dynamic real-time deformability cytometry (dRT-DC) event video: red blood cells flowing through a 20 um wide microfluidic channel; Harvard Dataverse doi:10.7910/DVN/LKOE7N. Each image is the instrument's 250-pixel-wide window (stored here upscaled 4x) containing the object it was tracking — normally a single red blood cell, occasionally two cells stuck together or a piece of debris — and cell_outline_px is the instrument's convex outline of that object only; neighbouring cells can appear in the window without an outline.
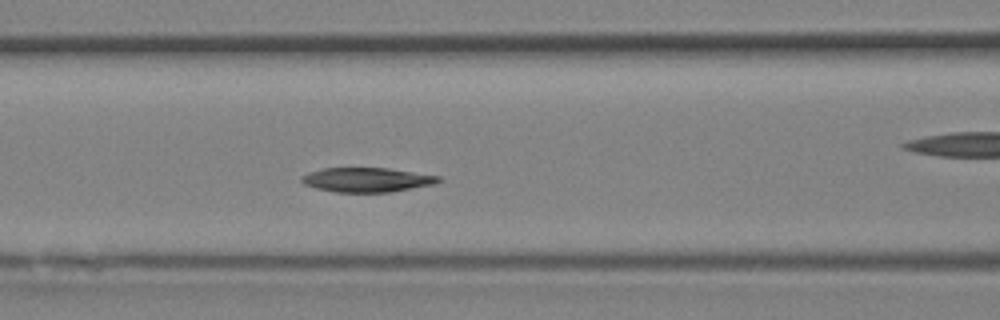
{"species": "Egyptian fruit bat (a non-hibernating species)", "species_latin": "Rousettus aegyptiacus", "temperature_condition": "room temperature", "stored_images_in_passage": 11, "camera_frame_rate_fps": 3000, "um_per_image_px": 0.085, "animal": {"sex": "female"}, "frame": {"image": 1, "passage_image": 8, "time_ms": 2.333, "image_size_px": [1000, 320], "cell_outline_px": [[440, 180], [436, 184], [388, 192], [336, 192], [316, 188], [304, 184], [300, 180], [300, 176], [308, 172], [324, 168], [388, 168], [440, 176]], "centroid_in_image_um": [31.16, 15.28], "position_along_channel_um": 135.4, "area_um2": 19.42}}
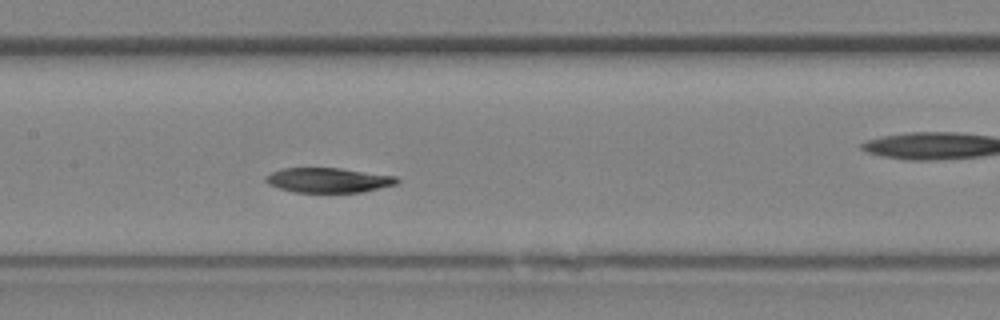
{"frame": {"image": 2, "passage_image": 10, "time_ms": 3.0, "image_size_px": [1000, 320], "cell_outline_px": [[400, 180], [396, 184], [364, 192], [296, 192], [280, 188], [268, 184], [264, 180], [264, 176], [272, 172], [284, 168], [340, 168], [396, 176]], "centroid_in_image_um": [27.91, 15.31], "position_along_channel_um": 179.5, "area_um2": 18.9}}